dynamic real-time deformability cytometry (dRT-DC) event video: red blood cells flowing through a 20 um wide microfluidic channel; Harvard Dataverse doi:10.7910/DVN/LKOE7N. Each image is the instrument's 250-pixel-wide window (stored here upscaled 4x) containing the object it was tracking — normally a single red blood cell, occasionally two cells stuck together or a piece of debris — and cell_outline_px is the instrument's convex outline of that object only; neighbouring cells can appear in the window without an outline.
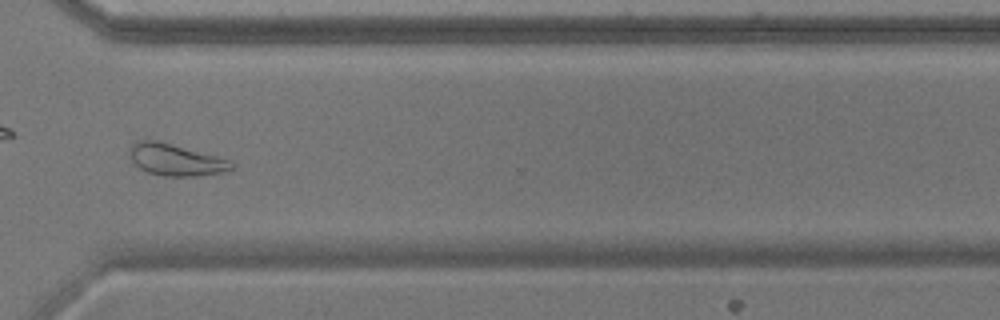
{"species": "common noctule bat (a hibernating species)", "species_latin": "Nyctalus noctula", "temperature_condition": "warm", "stored_images_in_passage": 55, "camera_frame_rate_fps": 3000, "um_per_image_px": 0.085, "animal": {"sex": "male", "body_mass_g": 17.9}, "frame": {"image": 1, "passage_image": 40, "time_ms": 13.0, "image_size_px": [1000, 320], "cell_outline_px": [[236, 164], [232, 168], [220, 172], [196, 176], [164, 176], [148, 172], [140, 168], [132, 160], [128, 152], [128, 148], [136, 140], [156, 140], [216, 156], [228, 160]], "centroid_in_image_um": [14.88, 13.57], "position_along_channel_um": 355.7, "area_um2": 18.55}}